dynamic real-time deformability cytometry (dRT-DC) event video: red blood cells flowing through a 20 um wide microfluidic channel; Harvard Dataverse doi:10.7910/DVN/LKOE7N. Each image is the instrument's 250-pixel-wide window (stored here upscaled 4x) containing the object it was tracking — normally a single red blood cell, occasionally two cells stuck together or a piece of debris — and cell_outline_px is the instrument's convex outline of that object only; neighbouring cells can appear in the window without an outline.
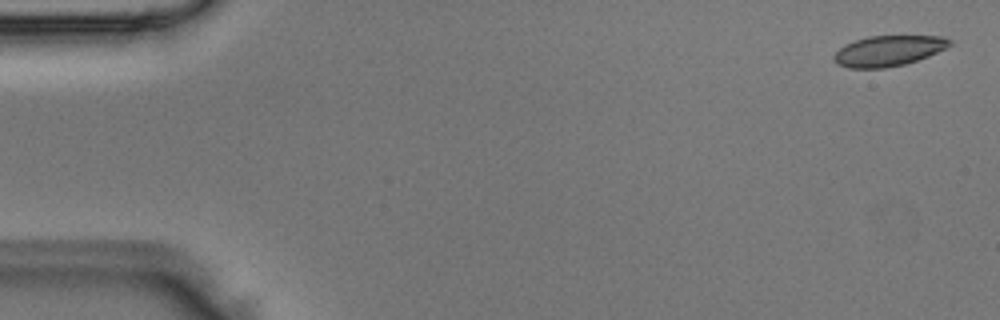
{"species": "Egyptian fruit bat (a non-hibernating species)", "species_latin": "Rousettus aegyptiacus", "temperature_condition": "room temperature", "stored_images_in_passage": 5, "camera_frame_rate_fps": 3000, "um_per_image_px": 0.085, "animal": {"sex": "male"}, "frame": {"image": 1, "passage_image": 1, "time_ms": 0.0, "image_size_px": [1000, 320], "cell_outline_px": [[952, 44], [928, 56], [904, 64], [884, 68], [848, 68], [836, 64], [832, 60], [832, 56], [844, 44], [868, 36], [944, 36], [952, 40]], "centroid_in_image_um": [75.47, 4.32], "position_along_channel_um": 9.5, "area_um2": 20.58}}